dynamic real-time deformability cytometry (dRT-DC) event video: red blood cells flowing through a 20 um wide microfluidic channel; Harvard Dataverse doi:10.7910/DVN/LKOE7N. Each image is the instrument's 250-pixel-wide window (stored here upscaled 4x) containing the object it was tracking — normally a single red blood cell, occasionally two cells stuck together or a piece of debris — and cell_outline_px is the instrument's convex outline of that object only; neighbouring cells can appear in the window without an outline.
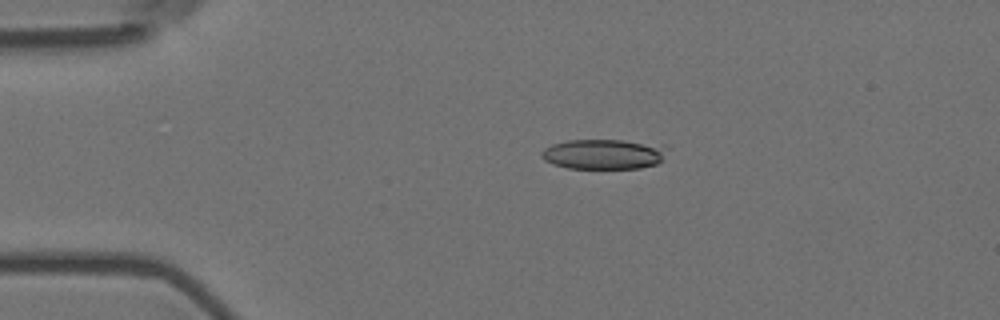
{"species": "Egyptian fruit bat (a non-hibernating species)", "species_latin": "Rousettus aegyptiacus", "temperature_condition": "room temperature", "stored_images_in_passage": 5, "camera_frame_rate_fps": 3000, "um_per_image_px": 0.085, "animal": {"sex": "female"}, "frame": {"image": 1, "passage_image": 3, "time_ms": 0.667, "image_size_px": [1000, 320], "cell_outline_px": [[668, 144], [660, 160], [656, 164], [640, 168], [568, 168], [552, 164], [544, 160], [540, 156], [540, 152], [544, 148], [552, 144], [568, 140], [624, 140]], "centroid_in_image_um": [51.3, 13.08], "position_along_channel_um": 33.7, "area_um2": 22.2}}